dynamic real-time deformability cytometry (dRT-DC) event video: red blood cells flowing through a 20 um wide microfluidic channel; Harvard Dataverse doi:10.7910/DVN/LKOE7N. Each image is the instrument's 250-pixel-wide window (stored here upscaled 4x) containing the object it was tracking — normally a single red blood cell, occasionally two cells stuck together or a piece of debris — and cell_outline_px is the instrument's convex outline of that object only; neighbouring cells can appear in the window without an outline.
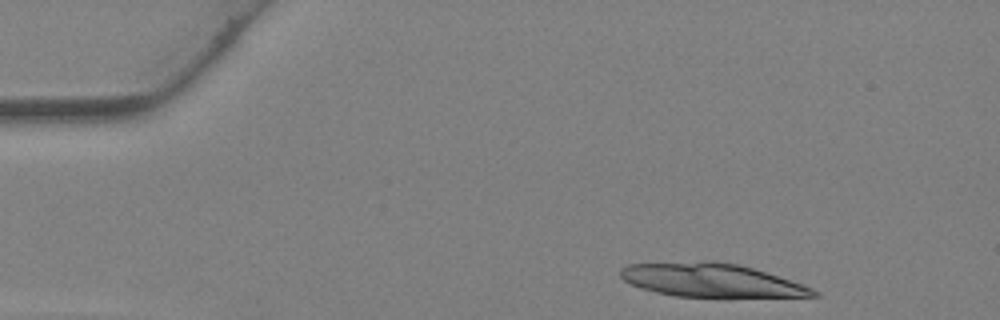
{"species": "Egyptian fruit bat (a non-hibernating species)", "species_latin": "Rousettus aegyptiacus", "temperature_condition": "warm", "stored_images_in_passage": 15, "camera_frame_rate_fps": 3000, "um_per_image_px": 0.085, "animal": {"sex": "female"}, "frame": {"image": 1, "passage_image": 2, "time_ms": 0.333, "image_size_px": [1000, 320], "cell_outline_px": [[820, 296], [676, 296], [656, 292], [640, 288], [624, 280], [620, 276], [620, 268], [628, 264], [704, 260], [712, 260], [736, 264], [752, 268], [812, 288], [820, 292]], "centroid_in_image_um": [60.36, 23.79], "position_along_channel_um": 24.6, "area_um2": 37.11}}